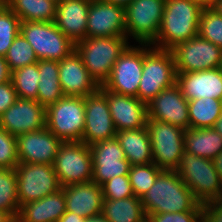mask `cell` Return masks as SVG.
<instances>
[{"instance_id":"obj_33","label":"cell","mask_w":222,"mask_h":222,"mask_svg":"<svg viewBox=\"0 0 222 222\" xmlns=\"http://www.w3.org/2000/svg\"><path fill=\"white\" fill-rule=\"evenodd\" d=\"M0 209L9 212L15 219L18 217L20 206L15 169L0 168Z\"/></svg>"},{"instance_id":"obj_2","label":"cell","mask_w":222,"mask_h":222,"mask_svg":"<svg viewBox=\"0 0 222 222\" xmlns=\"http://www.w3.org/2000/svg\"><path fill=\"white\" fill-rule=\"evenodd\" d=\"M202 10L190 0H166L160 29L151 45L171 50L178 43L197 36Z\"/></svg>"},{"instance_id":"obj_28","label":"cell","mask_w":222,"mask_h":222,"mask_svg":"<svg viewBox=\"0 0 222 222\" xmlns=\"http://www.w3.org/2000/svg\"><path fill=\"white\" fill-rule=\"evenodd\" d=\"M38 73L40 81L36 101L47 108L64 96L59 82V61L39 60Z\"/></svg>"},{"instance_id":"obj_30","label":"cell","mask_w":222,"mask_h":222,"mask_svg":"<svg viewBox=\"0 0 222 222\" xmlns=\"http://www.w3.org/2000/svg\"><path fill=\"white\" fill-rule=\"evenodd\" d=\"M21 22H54L57 4L52 0H10L6 4Z\"/></svg>"},{"instance_id":"obj_27","label":"cell","mask_w":222,"mask_h":222,"mask_svg":"<svg viewBox=\"0 0 222 222\" xmlns=\"http://www.w3.org/2000/svg\"><path fill=\"white\" fill-rule=\"evenodd\" d=\"M185 151L213 160L222 151V136L214 128H189L184 131Z\"/></svg>"},{"instance_id":"obj_26","label":"cell","mask_w":222,"mask_h":222,"mask_svg":"<svg viewBox=\"0 0 222 222\" xmlns=\"http://www.w3.org/2000/svg\"><path fill=\"white\" fill-rule=\"evenodd\" d=\"M116 138L131 166L153 163L147 127L118 131Z\"/></svg>"},{"instance_id":"obj_20","label":"cell","mask_w":222,"mask_h":222,"mask_svg":"<svg viewBox=\"0 0 222 222\" xmlns=\"http://www.w3.org/2000/svg\"><path fill=\"white\" fill-rule=\"evenodd\" d=\"M100 89L106 94L109 110L118 131L140 129L147 125V104L136 97L126 96Z\"/></svg>"},{"instance_id":"obj_49","label":"cell","mask_w":222,"mask_h":222,"mask_svg":"<svg viewBox=\"0 0 222 222\" xmlns=\"http://www.w3.org/2000/svg\"><path fill=\"white\" fill-rule=\"evenodd\" d=\"M85 222H109L101 214L94 217L86 218Z\"/></svg>"},{"instance_id":"obj_12","label":"cell","mask_w":222,"mask_h":222,"mask_svg":"<svg viewBox=\"0 0 222 222\" xmlns=\"http://www.w3.org/2000/svg\"><path fill=\"white\" fill-rule=\"evenodd\" d=\"M171 51L175 59L176 72H193L221 67L222 49L199 34L188 41L178 43Z\"/></svg>"},{"instance_id":"obj_24","label":"cell","mask_w":222,"mask_h":222,"mask_svg":"<svg viewBox=\"0 0 222 222\" xmlns=\"http://www.w3.org/2000/svg\"><path fill=\"white\" fill-rule=\"evenodd\" d=\"M90 3L91 0H63L56 6L54 23L74 43L86 38Z\"/></svg>"},{"instance_id":"obj_47","label":"cell","mask_w":222,"mask_h":222,"mask_svg":"<svg viewBox=\"0 0 222 222\" xmlns=\"http://www.w3.org/2000/svg\"><path fill=\"white\" fill-rule=\"evenodd\" d=\"M0 222H16V219L9 212L0 209Z\"/></svg>"},{"instance_id":"obj_13","label":"cell","mask_w":222,"mask_h":222,"mask_svg":"<svg viewBox=\"0 0 222 222\" xmlns=\"http://www.w3.org/2000/svg\"><path fill=\"white\" fill-rule=\"evenodd\" d=\"M140 46L130 45L120 55L103 85L106 90L137 98L143 71V44Z\"/></svg>"},{"instance_id":"obj_48","label":"cell","mask_w":222,"mask_h":222,"mask_svg":"<svg viewBox=\"0 0 222 222\" xmlns=\"http://www.w3.org/2000/svg\"><path fill=\"white\" fill-rule=\"evenodd\" d=\"M104 1L126 8L131 3L132 0H104Z\"/></svg>"},{"instance_id":"obj_44","label":"cell","mask_w":222,"mask_h":222,"mask_svg":"<svg viewBox=\"0 0 222 222\" xmlns=\"http://www.w3.org/2000/svg\"><path fill=\"white\" fill-rule=\"evenodd\" d=\"M86 218L77 215L76 213L66 211L58 220V222H85Z\"/></svg>"},{"instance_id":"obj_42","label":"cell","mask_w":222,"mask_h":222,"mask_svg":"<svg viewBox=\"0 0 222 222\" xmlns=\"http://www.w3.org/2000/svg\"><path fill=\"white\" fill-rule=\"evenodd\" d=\"M18 99L11 80L0 84V116Z\"/></svg>"},{"instance_id":"obj_16","label":"cell","mask_w":222,"mask_h":222,"mask_svg":"<svg viewBox=\"0 0 222 222\" xmlns=\"http://www.w3.org/2000/svg\"><path fill=\"white\" fill-rule=\"evenodd\" d=\"M147 119L167 122L184 130L190 128L188 100L177 83L165 88L147 104Z\"/></svg>"},{"instance_id":"obj_15","label":"cell","mask_w":222,"mask_h":222,"mask_svg":"<svg viewBox=\"0 0 222 222\" xmlns=\"http://www.w3.org/2000/svg\"><path fill=\"white\" fill-rule=\"evenodd\" d=\"M92 155V181L102 185L115 176L128 175L130 162L116 137L89 146Z\"/></svg>"},{"instance_id":"obj_50","label":"cell","mask_w":222,"mask_h":222,"mask_svg":"<svg viewBox=\"0 0 222 222\" xmlns=\"http://www.w3.org/2000/svg\"><path fill=\"white\" fill-rule=\"evenodd\" d=\"M213 128L222 136V113L215 122Z\"/></svg>"},{"instance_id":"obj_37","label":"cell","mask_w":222,"mask_h":222,"mask_svg":"<svg viewBox=\"0 0 222 222\" xmlns=\"http://www.w3.org/2000/svg\"><path fill=\"white\" fill-rule=\"evenodd\" d=\"M198 34L222 49V16L212 8L203 9Z\"/></svg>"},{"instance_id":"obj_18","label":"cell","mask_w":222,"mask_h":222,"mask_svg":"<svg viewBox=\"0 0 222 222\" xmlns=\"http://www.w3.org/2000/svg\"><path fill=\"white\" fill-rule=\"evenodd\" d=\"M17 139L19 163L54 165L62 141L46 127L20 134Z\"/></svg>"},{"instance_id":"obj_6","label":"cell","mask_w":222,"mask_h":222,"mask_svg":"<svg viewBox=\"0 0 222 222\" xmlns=\"http://www.w3.org/2000/svg\"><path fill=\"white\" fill-rule=\"evenodd\" d=\"M20 33L38 60L61 61L75 51V43L54 22L24 21L20 23Z\"/></svg>"},{"instance_id":"obj_34","label":"cell","mask_w":222,"mask_h":222,"mask_svg":"<svg viewBox=\"0 0 222 222\" xmlns=\"http://www.w3.org/2000/svg\"><path fill=\"white\" fill-rule=\"evenodd\" d=\"M4 58L10 72L39 61L35 51L21 33L13 40Z\"/></svg>"},{"instance_id":"obj_14","label":"cell","mask_w":222,"mask_h":222,"mask_svg":"<svg viewBox=\"0 0 222 222\" xmlns=\"http://www.w3.org/2000/svg\"><path fill=\"white\" fill-rule=\"evenodd\" d=\"M106 94L99 88L85 97V129L82 142L88 146L116 137Z\"/></svg>"},{"instance_id":"obj_32","label":"cell","mask_w":222,"mask_h":222,"mask_svg":"<svg viewBox=\"0 0 222 222\" xmlns=\"http://www.w3.org/2000/svg\"><path fill=\"white\" fill-rule=\"evenodd\" d=\"M11 81L18 98L36 100L40 81L38 62L11 72Z\"/></svg>"},{"instance_id":"obj_22","label":"cell","mask_w":222,"mask_h":222,"mask_svg":"<svg viewBox=\"0 0 222 222\" xmlns=\"http://www.w3.org/2000/svg\"><path fill=\"white\" fill-rule=\"evenodd\" d=\"M176 83L188 101L206 97L222 101L221 68L177 72Z\"/></svg>"},{"instance_id":"obj_21","label":"cell","mask_w":222,"mask_h":222,"mask_svg":"<svg viewBox=\"0 0 222 222\" xmlns=\"http://www.w3.org/2000/svg\"><path fill=\"white\" fill-rule=\"evenodd\" d=\"M59 82L64 96L85 98L100 88L76 50L59 61Z\"/></svg>"},{"instance_id":"obj_36","label":"cell","mask_w":222,"mask_h":222,"mask_svg":"<svg viewBox=\"0 0 222 222\" xmlns=\"http://www.w3.org/2000/svg\"><path fill=\"white\" fill-rule=\"evenodd\" d=\"M21 20L6 4H0V56L5 57L13 40L20 33Z\"/></svg>"},{"instance_id":"obj_1","label":"cell","mask_w":222,"mask_h":222,"mask_svg":"<svg viewBox=\"0 0 222 222\" xmlns=\"http://www.w3.org/2000/svg\"><path fill=\"white\" fill-rule=\"evenodd\" d=\"M145 214L202 212V204L176 171L162 170L141 199Z\"/></svg>"},{"instance_id":"obj_19","label":"cell","mask_w":222,"mask_h":222,"mask_svg":"<svg viewBox=\"0 0 222 222\" xmlns=\"http://www.w3.org/2000/svg\"><path fill=\"white\" fill-rule=\"evenodd\" d=\"M126 36L125 8L104 0H91L86 37Z\"/></svg>"},{"instance_id":"obj_39","label":"cell","mask_w":222,"mask_h":222,"mask_svg":"<svg viewBox=\"0 0 222 222\" xmlns=\"http://www.w3.org/2000/svg\"><path fill=\"white\" fill-rule=\"evenodd\" d=\"M101 187L104 199L119 200L135 196L128 175L115 176Z\"/></svg>"},{"instance_id":"obj_4","label":"cell","mask_w":222,"mask_h":222,"mask_svg":"<svg viewBox=\"0 0 222 222\" xmlns=\"http://www.w3.org/2000/svg\"><path fill=\"white\" fill-rule=\"evenodd\" d=\"M176 79L173 52L151 47V44H143V71L137 98L148 104L165 88L176 83Z\"/></svg>"},{"instance_id":"obj_7","label":"cell","mask_w":222,"mask_h":222,"mask_svg":"<svg viewBox=\"0 0 222 222\" xmlns=\"http://www.w3.org/2000/svg\"><path fill=\"white\" fill-rule=\"evenodd\" d=\"M46 128L62 142L82 141L85 98L63 96L46 108Z\"/></svg>"},{"instance_id":"obj_31","label":"cell","mask_w":222,"mask_h":222,"mask_svg":"<svg viewBox=\"0 0 222 222\" xmlns=\"http://www.w3.org/2000/svg\"><path fill=\"white\" fill-rule=\"evenodd\" d=\"M221 113V100L206 97L188 101L190 128H213Z\"/></svg>"},{"instance_id":"obj_10","label":"cell","mask_w":222,"mask_h":222,"mask_svg":"<svg viewBox=\"0 0 222 222\" xmlns=\"http://www.w3.org/2000/svg\"><path fill=\"white\" fill-rule=\"evenodd\" d=\"M15 173L20 207L56 193L62 188L54 165L19 163L15 168Z\"/></svg>"},{"instance_id":"obj_5","label":"cell","mask_w":222,"mask_h":222,"mask_svg":"<svg viewBox=\"0 0 222 222\" xmlns=\"http://www.w3.org/2000/svg\"><path fill=\"white\" fill-rule=\"evenodd\" d=\"M176 172L201 204L222 199V181L213 160L184 150Z\"/></svg>"},{"instance_id":"obj_25","label":"cell","mask_w":222,"mask_h":222,"mask_svg":"<svg viewBox=\"0 0 222 222\" xmlns=\"http://www.w3.org/2000/svg\"><path fill=\"white\" fill-rule=\"evenodd\" d=\"M65 212V194L60 189L42 199L22 205L16 222H58Z\"/></svg>"},{"instance_id":"obj_29","label":"cell","mask_w":222,"mask_h":222,"mask_svg":"<svg viewBox=\"0 0 222 222\" xmlns=\"http://www.w3.org/2000/svg\"><path fill=\"white\" fill-rule=\"evenodd\" d=\"M101 215L109 222H147L140 198L104 199Z\"/></svg>"},{"instance_id":"obj_41","label":"cell","mask_w":222,"mask_h":222,"mask_svg":"<svg viewBox=\"0 0 222 222\" xmlns=\"http://www.w3.org/2000/svg\"><path fill=\"white\" fill-rule=\"evenodd\" d=\"M202 222H222V199L202 203Z\"/></svg>"},{"instance_id":"obj_9","label":"cell","mask_w":222,"mask_h":222,"mask_svg":"<svg viewBox=\"0 0 222 222\" xmlns=\"http://www.w3.org/2000/svg\"><path fill=\"white\" fill-rule=\"evenodd\" d=\"M61 186L92 181V155L90 147L82 141L62 142L54 162Z\"/></svg>"},{"instance_id":"obj_52","label":"cell","mask_w":222,"mask_h":222,"mask_svg":"<svg viewBox=\"0 0 222 222\" xmlns=\"http://www.w3.org/2000/svg\"><path fill=\"white\" fill-rule=\"evenodd\" d=\"M10 0H0V4H7Z\"/></svg>"},{"instance_id":"obj_45","label":"cell","mask_w":222,"mask_h":222,"mask_svg":"<svg viewBox=\"0 0 222 222\" xmlns=\"http://www.w3.org/2000/svg\"><path fill=\"white\" fill-rule=\"evenodd\" d=\"M214 166L219 174L222 181V151L221 153L213 159Z\"/></svg>"},{"instance_id":"obj_8","label":"cell","mask_w":222,"mask_h":222,"mask_svg":"<svg viewBox=\"0 0 222 222\" xmlns=\"http://www.w3.org/2000/svg\"><path fill=\"white\" fill-rule=\"evenodd\" d=\"M153 163L161 170L176 171L184 148V129L167 122L147 119Z\"/></svg>"},{"instance_id":"obj_53","label":"cell","mask_w":222,"mask_h":222,"mask_svg":"<svg viewBox=\"0 0 222 222\" xmlns=\"http://www.w3.org/2000/svg\"><path fill=\"white\" fill-rule=\"evenodd\" d=\"M52 1H54L56 4H58V3L62 2L63 0H52Z\"/></svg>"},{"instance_id":"obj_38","label":"cell","mask_w":222,"mask_h":222,"mask_svg":"<svg viewBox=\"0 0 222 222\" xmlns=\"http://www.w3.org/2000/svg\"><path fill=\"white\" fill-rule=\"evenodd\" d=\"M18 164L16 136L0 128V168L15 169Z\"/></svg>"},{"instance_id":"obj_40","label":"cell","mask_w":222,"mask_h":222,"mask_svg":"<svg viewBox=\"0 0 222 222\" xmlns=\"http://www.w3.org/2000/svg\"><path fill=\"white\" fill-rule=\"evenodd\" d=\"M147 222H202V212L149 214Z\"/></svg>"},{"instance_id":"obj_3","label":"cell","mask_w":222,"mask_h":222,"mask_svg":"<svg viewBox=\"0 0 222 222\" xmlns=\"http://www.w3.org/2000/svg\"><path fill=\"white\" fill-rule=\"evenodd\" d=\"M126 36L86 37L75 43L90 76L99 86L109 79L113 65L129 46Z\"/></svg>"},{"instance_id":"obj_35","label":"cell","mask_w":222,"mask_h":222,"mask_svg":"<svg viewBox=\"0 0 222 222\" xmlns=\"http://www.w3.org/2000/svg\"><path fill=\"white\" fill-rule=\"evenodd\" d=\"M162 170L154 163L131 166L129 170V181L134 195L140 199L153 186L158 174Z\"/></svg>"},{"instance_id":"obj_51","label":"cell","mask_w":222,"mask_h":222,"mask_svg":"<svg viewBox=\"0 0 222 222\" xmlns=\"http://www.w3.org/2000/svg\"><path fill=\"white\" fill-rule=\"evenodd\" d=\"M212 9L222 16V0H216Z\"/></svg>"},{"instance_id":"obj_23","label":"cell","mask_w":222,"mask_h":222,"mask_svg":"<svg viewBox=\"0 0 222 222\" xmlns=\"http://www.w3.org/2000/svg\"><path fill=\"white\" fill-rule=\"evenodd\" d=\"M61 189L65 194L66 211L85 218L101 214L104 202L101 185L90 181L63 186Z\"/></svg>"},{"instance_id":"obj_46","label":"cell","mask_w":222,"mask_h":222,"mask_svg":"<svg viewBox=\"0 0 222 222\" xmlns=\"http://www.w3.org/2000/svg\"><path fill=\"white\" fill-rule=\"evenodd\" d=\"M191 2L199 5L201 8H212L216 0H190Z\"/></svg>"},{"instance_id":"obj_11","label":"cell","mask_w":222,"mask_h":222,"mask_svg":"<svg viewBox=\"0 0 222 222\" xmlns=\"http://www.w3.org/2000/svg\"><path fill=\"white\" fill-rule=\"evenodd\" d=\"M166 0H132L125 8L126 37L151 44L158 35Z\"/></svg>"},{"instance_id":"obj_43","label":"cell","mask_w":222,"mask_h":222,"mask_svg":"<svg viewBox=\"0 0 222 222\" xmlns=\"http://www.w3.org/2000/svg\"><path fill=\"white\" fill-rule=\"evenodd\" d=\"M11 80V72L3 56H0V84Z\"/></svg>"},{"instance_id":"obj_17","label":"cell","mask_w":222,"mask_h":222,"mask_svg":"<svg viewBox=\"0 0 222 222\" xmlns=\"http://www.w3.org/2000/svg\"><path fill=\"white\" fill-rule=\"evenodd\" d=\"M45 127L46 108L36 100L18 98L0 116V128L16 137Z\"/></svg>"}]
</instances>
